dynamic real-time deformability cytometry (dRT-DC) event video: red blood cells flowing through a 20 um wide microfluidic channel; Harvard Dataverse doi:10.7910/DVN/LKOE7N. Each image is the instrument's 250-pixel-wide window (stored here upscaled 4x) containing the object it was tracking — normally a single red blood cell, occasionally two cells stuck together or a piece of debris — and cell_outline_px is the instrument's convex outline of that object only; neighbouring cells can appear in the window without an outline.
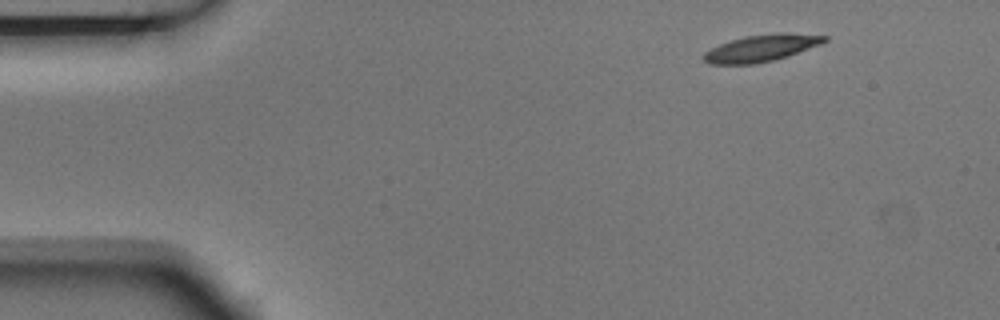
{"species": "Egyptian fruit bat (a non-hibernating species)", "species_latin": "Rousettus aegyptiacus", "temperature_condition": "room temperature", "stored_images_in_passage": 4, "camera_frame_rate_fps": 3000, "um_per_image_px": 0.085, "animal": {"sex": "male"}, "frame": {"image": 1, "passage_image": 1, "time_ms": 0.0, "image_size_px": [1000, 320], "cell_outline_px": [[828, 40], [820, 44], [772, 60], [752, 64], [708, 64], [704, 60], [704, 52], [720, 44], [744, 36], [780, 32], [788, 32], [828, 36]], "centroid_in_image_um": [64.7, 4.07], "position_along_channel_um": 20.3, "area_um2": 18.55}}
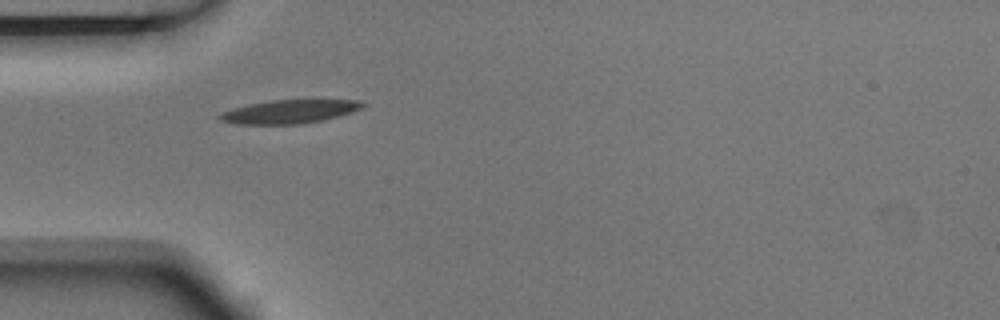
{"frame": {"image": 2, "passage_image": 3, "time_ms": 0.667, "image_size_px": [1000, 320], "cell_outline_px": [[368, 104], [364, 108], [352, 112], [320, 120], [296, 124], [236, 124], [220, 120], [216, 116], [220, 112], [232, 108], [248, 104], [268, 100], [364, 100]], "centroid_in_image_um": [24.59, 9.47], "position_along_channel_um": 60.4, "area_um2": 19.71}}
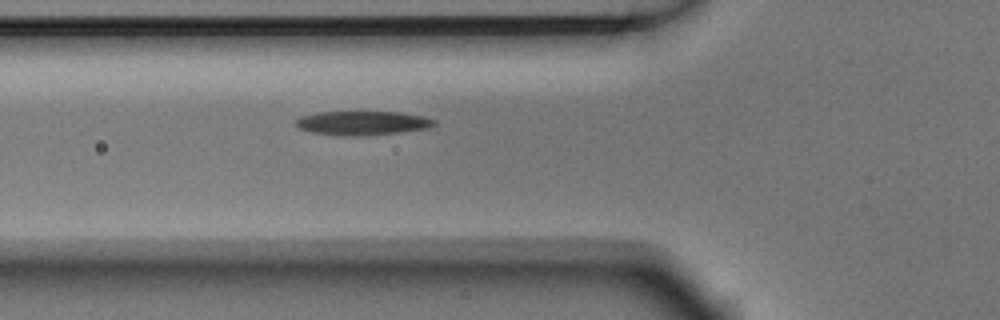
{"frame": {"image": 3, "passage_image": 4, "time_ms": 1.0, "image_size_px": [1000, 320], "cell_outline_px": [[436, 124], [428, 128], [400, 132], [360, 136], [344, 136], [312, 132], [300, 128], [292, 124], [300, 116], [316, 112], [400, 112], [420, 116], [436, 120]], "centroid_in_image_um": [30.76, 10.46], "position_along_channel_um": 95.0, "area_um2": 19.36}}